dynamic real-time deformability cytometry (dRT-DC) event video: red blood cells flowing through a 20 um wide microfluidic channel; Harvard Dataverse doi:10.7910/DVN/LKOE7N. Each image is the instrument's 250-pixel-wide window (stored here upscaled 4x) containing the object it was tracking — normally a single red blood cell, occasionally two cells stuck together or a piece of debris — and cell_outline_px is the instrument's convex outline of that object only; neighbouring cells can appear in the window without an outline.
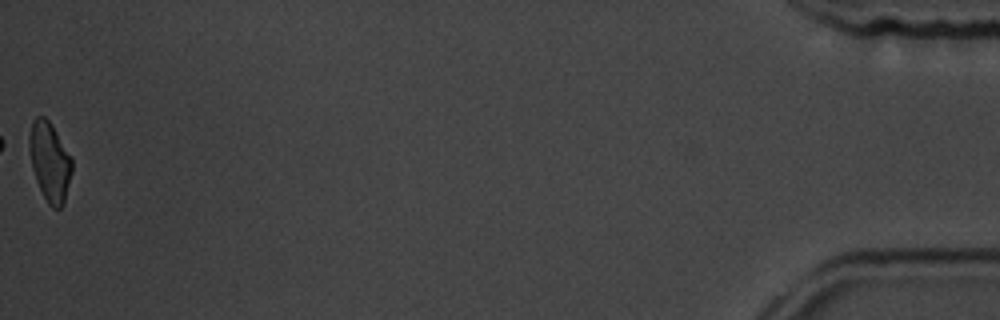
{"species": "common noctule bat (a hibernating species)", "species_latin": "Nyctalus noctula", "temperature_condition": "room temperature", "stored_images_in_passage": 53, "camera_frame_rate_fps": 3000, "um_per_image_px": 0.085, "animal": {"sex": "male", "body_mass_g": 19.5, "forearm_length_mm": 54.6}, "frame": {"image": 1, "passage_image": 53, "time_ms": 17.333, "image_size_px": [1000, 320], "cell_outline_px": [[72, 172], [64, 204], [60, 208], [52, 208], [48, 204], [36, 180], [32, 168], [28, 148], [28, 136], [32, 120], [36, 116], [44, 116], [52, 124], [72, 156]], "centroid_in_image_um": [4.23, 13.71], "position_along_channel_um": 431.0, "area_um2": 20.06}, "authors_computed_cell_mechanics": {"area_um2": 21.1548, "velocity_mm_per_s": 3.6323, "shape_relaxation_time_tau1_ms": 4.5342, "shape_relaxation_time_tau2_ms": 3.6982, "deformation_change_tau1": 0.1381, "deformation_change_tau2": 0.0926}}